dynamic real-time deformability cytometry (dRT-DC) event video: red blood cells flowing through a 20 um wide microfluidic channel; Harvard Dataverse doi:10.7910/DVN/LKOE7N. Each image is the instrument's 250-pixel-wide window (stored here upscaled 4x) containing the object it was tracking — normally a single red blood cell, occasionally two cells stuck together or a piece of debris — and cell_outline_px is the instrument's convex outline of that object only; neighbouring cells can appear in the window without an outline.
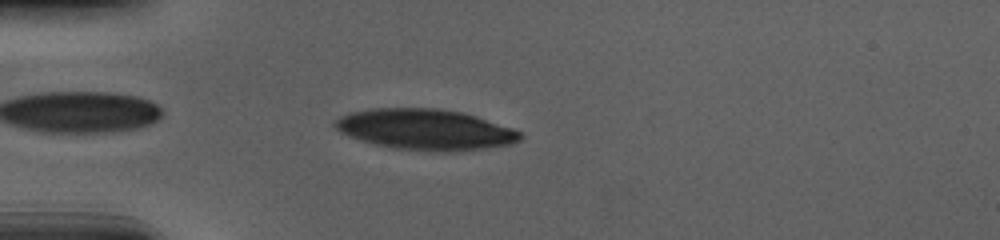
{"species": "human", "species_latin": "Homo sapiens", "temperature_condition": "cold", "stored_images_in_passage": 43, "camera_frame_rate_fps": 3000, "um_per_image_px": 0.085, "donor": {"sex": "male"}, "frame": {"image": 1, "passage_image": 3, "time_ms": 0.667, "image_size_px": [1000, 240], "cell_outline_px": [[524, 136], [520, 140], [512, 144], [480, 148], [444, 152], [392, 148], [360, 140], [348, 136], [340, 132], [332, 124], [332, 120], [348, 112], [372, 108], [436, 108], [460, 112], [476, 116], [512, 128], [520, 132]], "centroid_in_image_um": [36.09, 10.99], "position_along_channel_um": 48.9, "area_um2": 43.93}}
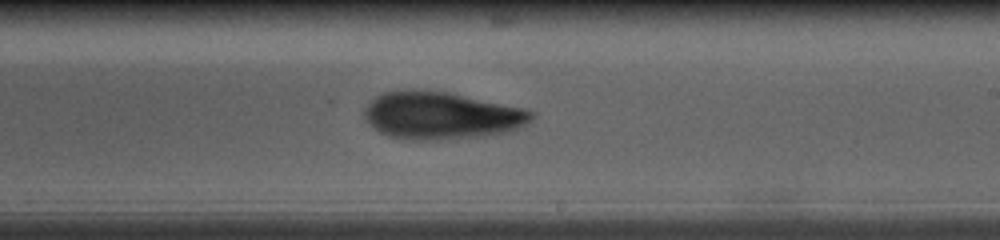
{"frame": {"image": 2, "passage_image": 21, "time_ms": 6.667, "image_size_px": [1000, 240], "cell_outline_px": [[536, 116], [532, 120], [520, 128], [508, 132], [484, 136], [436, 140], [412, 140], [388, 136], [380, 132], [368, 124], [364, 116], [364, 108], [376, 96], [384, 92], [448, 92], [528, 108], [536, 112]], "centroid_in_image_um": [37.6, 9.85], "position_along_channel_um": 251.4, "area_um2": 46.07}}
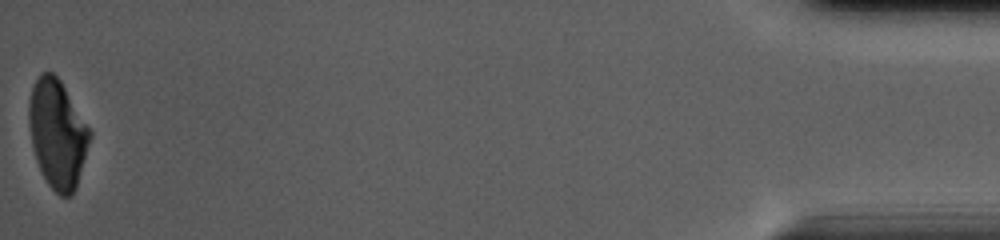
{"frame": {"image": 3, "passage_image": 43, "time_ms": 14.0, "image_size_px": [1000, 240], "cell_outline_px": [[92, 136], [76, 188], [72, 196], [60, 196], [48, 184], [40, 172], [32, 148], [28, 124], [28, 100], [32, 88], [40, 72], [52, 72], [60, 80], [92, 132]], "centroid_in_image_um": [4.87, 11.39], "position_along_channel_um": 430.3, "area_um2": 38.73}, "authors_computed_cell_mechanics": {"area_um2": 44.1592, "velocity_mm_per_s": 3.6903, "shape_relaxation_time_tau1_ms": 5.8948, "shape_relaxation_time_tau2_ms": 5.7503, "deformation_change_tau1": 0.1728, "deformation_change_tau2": 0.1152}}